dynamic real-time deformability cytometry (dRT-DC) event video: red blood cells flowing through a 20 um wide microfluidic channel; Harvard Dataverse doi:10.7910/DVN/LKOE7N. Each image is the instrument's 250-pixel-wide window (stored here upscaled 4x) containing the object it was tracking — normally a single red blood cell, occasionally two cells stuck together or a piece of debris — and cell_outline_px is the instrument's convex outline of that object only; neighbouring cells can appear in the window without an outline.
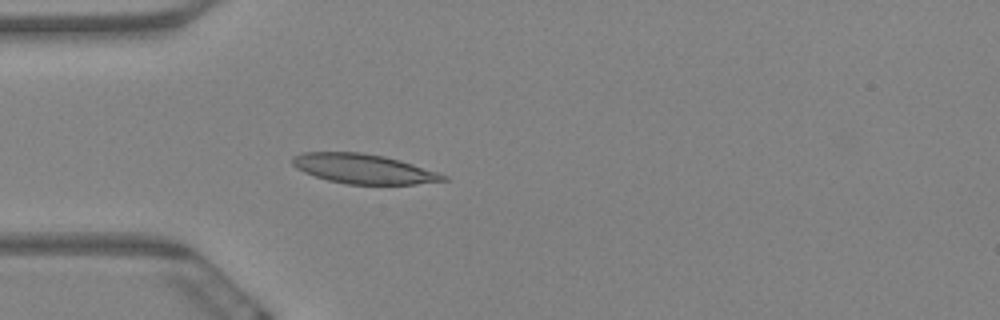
{"species": "Egyptian fruit bat (a non-hibernating species)", "species_latin": "Rousettus aegyptiacus", "temperature_condition": "warm", "stored_images_in_passage": 6, "camera_frame_rate_fps": 3000, "um_per_image_px": 0.085, "animal": {"sex": "female"}, "frame": {"image": 1, "passage_image": 6, "time_ms": 1.667, "image_size_px": [1000, 320], "cell_outline_px": [[448, 180], [416, 184], [348, 184], [328, 180], [304, 172], [296, 168], [292, 164], [292, 156], [304, 152], [360, 152], [384, 156], [400, 160], [448, 176]], "centroid_in_image_um": [30.88, 14.34], "position_along_channel_um": 54.1, "area_um2": 25.84}}